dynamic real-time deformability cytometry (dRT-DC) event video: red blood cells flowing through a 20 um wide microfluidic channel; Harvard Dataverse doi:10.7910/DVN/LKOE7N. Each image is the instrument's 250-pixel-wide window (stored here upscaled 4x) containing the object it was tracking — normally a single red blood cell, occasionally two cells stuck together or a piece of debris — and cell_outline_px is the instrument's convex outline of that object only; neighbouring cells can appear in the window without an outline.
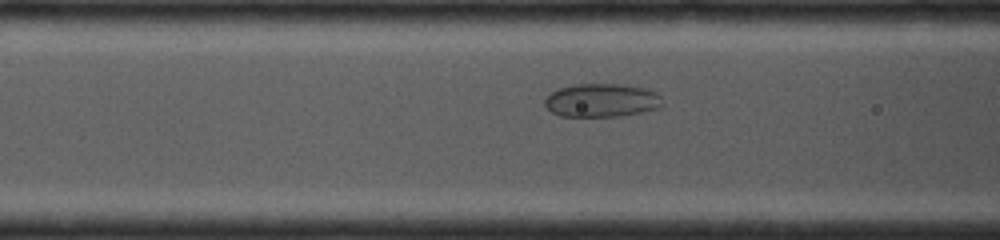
{"species": "common noctule bat (a hibernating species)", "species_latin": "Nyctalus noctula", "temperature_condition": "cold", "stored_images_in_passage": 37, "camera_frame_rate_fps": 4000, "um_per_image_px": 0.085, "animal": {"sex": "female", "body_mass_g": 19.0, "forearm_length_mm": 53.3}, "frame": {"image": 1, "passage_image": 12, "time_ms": 3.0, "image_size_px": [1000, 240], "cell_outline_px": [[664, 104], [660, 108], [620, 116], [560, 116], [552, 112], [544, 104], [544, 100], [552, 92], [560, 88], [576, 84], [624, 84], [644, 88], [656, 92], [660, 96]], "centroid_in_image_um": [51.17, 8.52], "position_along_channel_um": 115.4, "area_um2": 22.89}}
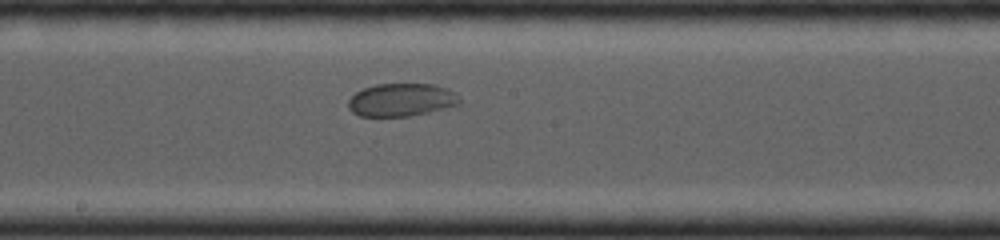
{"frame": {"image": 2, "passage_image": 19, "time_ms": 5.0, "image_size_px": [1000, 240], "cell_outline_px": [[460, 104], [408, 116], [360, 116], [352, 112], [348, 108], [348, 100], [356, 92], [364, 88], [380, 84], [432, 84], [444, 88], [452, 92], [460, 100]], "centroid_in_image_um": [34.05, 8.49], "position_along_channel_um": 214.1, "area_um2": 20.87}}
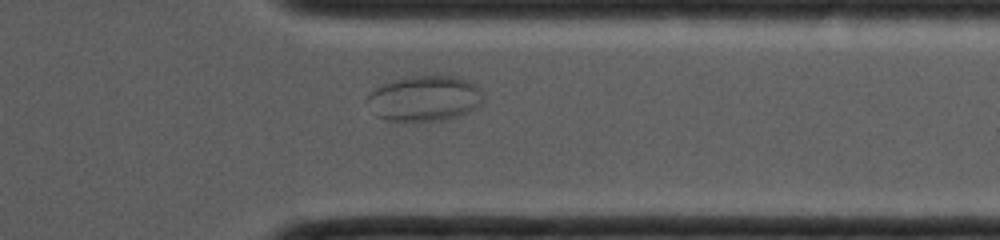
{"frame": {"image": 3, "passage_image": 30, "time_ms": 8.25, "image_size_px": [1000, 240], "cell_outline_px": [[484, 92], [480, 104], [476, 108], [468, 112], [456, 116], [416, 124], [412, 124], [384, 120], [376, 116], [368, 100], [368, 96], [376, 88], [408, 76], [456, 76], [476, 84]], "centroid_in_image_um": [36.11, 8.41], "position_along_channel_um": 375.3, "area_um2": 30.87}}